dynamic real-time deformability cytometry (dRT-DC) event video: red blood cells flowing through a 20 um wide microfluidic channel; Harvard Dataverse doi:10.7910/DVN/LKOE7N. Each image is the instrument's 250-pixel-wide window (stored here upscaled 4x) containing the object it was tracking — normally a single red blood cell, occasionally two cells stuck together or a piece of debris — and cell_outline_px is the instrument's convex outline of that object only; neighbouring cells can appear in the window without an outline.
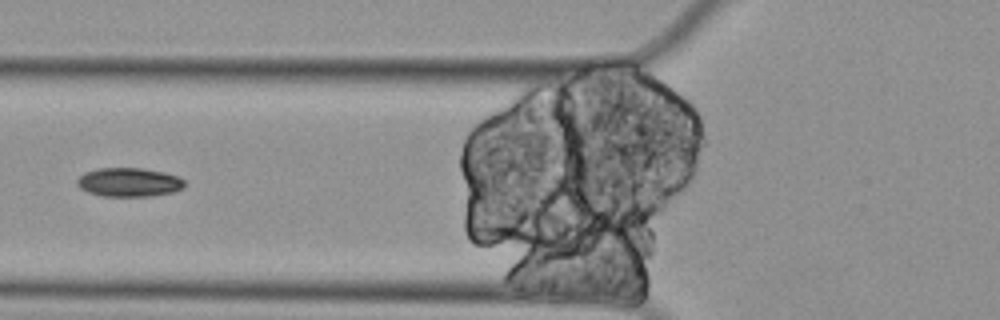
{"species": "Egyptian fruit bat (a non-hibernating species)", "species_latin": "Rousettus aegyptiacus", "temperature_condition": "cold", "stored_images_in_passage": 11, "segment_of_instrument_passage": [3, 3], "camera_frame_rate_fps": 3000, "um_per_image_px": 0.085, "animal": {"sex": "female"}, "frame": {"image": 1, "passage_image": 6, "time_ms": 1.667, "image_size_px": [1000, 320], "cell_outline_px": [[184, 188], [172, 192], [152, 196], [100, 196], [88, 192], [80, 188], [76, 184], [76, 180], [84, 172], [100, 168], [144, 168], [164, 172], [176, 176], [184, 180]], "centroid_in_image_um": [10.94, 15.49], "position_along_channel_um": 114.9, "area_um2": 18.15}}
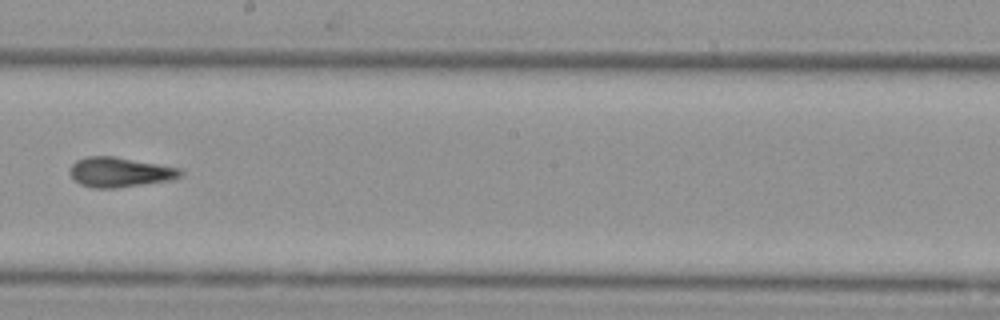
{"frame": {"image": 2, "passage_image": 9, "time_ms": 2.667, "image_size_px": [1000, 320], "cell_outline_px": [[184, 172], [180, 176], [172, 180], [116, 188], [92, 188], [80, 184], [68, 172], [72, 164], [76, 160], [88, 156], [116, 156], [180, 168]], "centroid_in_image_um": [10.18, 14.63], "position_along_channel_um": 238.0, "area_um2": 19.31}}
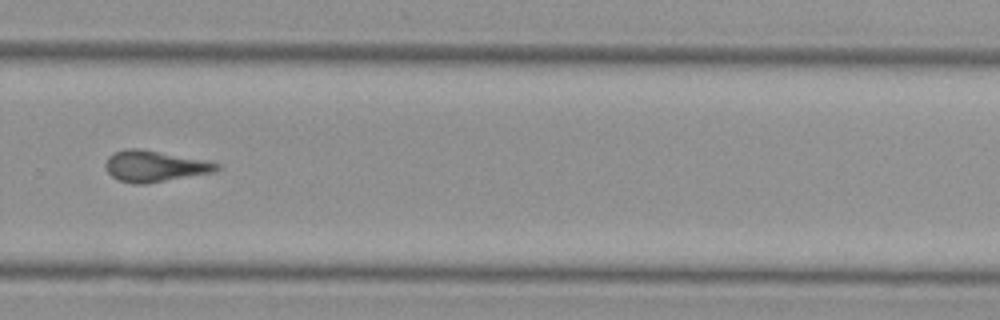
{"frame": {"image": 3, "passage_image": 11, "time_ms": 3.333, "image_size_px": [1000, 320], "cell_outline_px": [[220, 168], [216, 172], [144, 184], [132, 184], [120, 180], [112, 176], [108, 172], [104, 164], [108, 156], [124, 148], [140, 148], [204, 160], [220, 164]], "centroid_in_image_um": [13.14, 14.12], "position_along_channel_um": 316.7, "area_um2": 20.17}}